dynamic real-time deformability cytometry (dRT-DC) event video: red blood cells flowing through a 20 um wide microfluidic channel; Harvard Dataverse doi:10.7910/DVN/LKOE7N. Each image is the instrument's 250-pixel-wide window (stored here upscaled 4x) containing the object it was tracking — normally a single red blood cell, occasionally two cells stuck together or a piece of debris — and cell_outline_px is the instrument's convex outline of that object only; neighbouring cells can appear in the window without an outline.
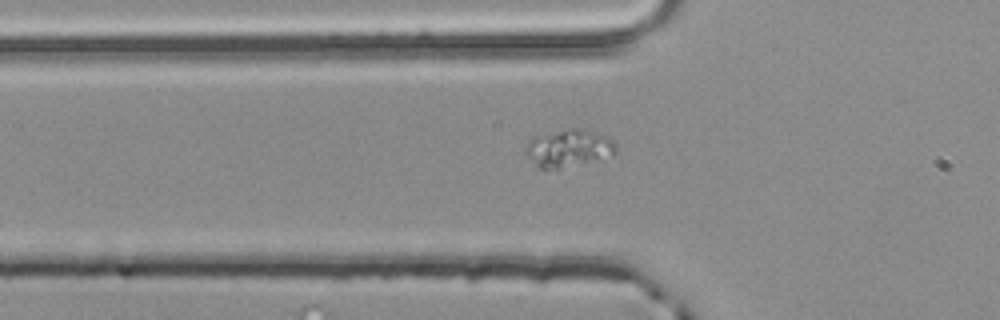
{"species": "common noctule bat (a hibernating species)", "species_latin": "Nyctalus noctula", "temperature_condition": "room temperature", "stored_images_in_passage": 3, "camera_frame_rate_fps": 3000, "um_per_image_px": 0.085, "animal": {"sex": "male", "body_mass_g": 20.4}, "frame": {"image": 1, "passage_image": 3, "time_ms": 0.667, "image_size_px": [1000, 320], "cell_outline_px": [[616, 152], [612, 156], [560, 168], [540, 168], [524, 152], [524, 148], [536, 136], [568, 128], [580, 128], [608, 136], [616, 144]], "centroid_in_image_um": [48.37, 12.58], "position_along_channel_um": 77.4, "area_um2": 19.36}}